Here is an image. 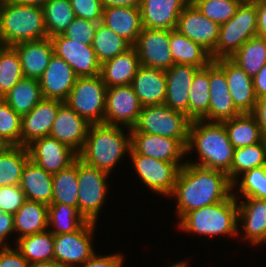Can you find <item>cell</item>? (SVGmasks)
Listing matches in <instances>:
<instances>
[{"instance_id": "1", "label": "cell", "mask_w": 266, "mask_h": 267, "mask_svg": "<svg viewBox=\"0 0 266 267\" xmlns=\"http://www.w3.org/2000/svg\"><path fill=\"white\" fill-rule=\"evenodd\" d=\"M227 173L185 162L171 196L175 197L179 221L190 211L225 201L233 192Z\"/></svg>"}, {"instance_id": "2", "label": "cell", "mask_w": 266, "mask_h": 267, "mask_svg": "<svg viewBox=\"0 0 266 267\" xmlns=\"http://www.w3.org/2000/svg\"><path fill=\"white\" fill-rule=\"evenodd\" d=\"M193 149L197 150L199 161L187 163L225 173L230 170L234 147L223 123L192 120L186 154L194 151Z\"/></svg>"}, {"instance_id": "3", "label": "cell", "mask_w": 266, "mask_h": 267, "mask_svg": "<svg viewBox=\"0 0 266 267\" xmlns=\"http://www.w3.org/2000/svg\"><path fill=\"white\" fill-rule=\"evenodd\" d=\"M127 136L121 126L92 124L83 150L78 154L85 164L111 173L126 152L131 150L130 129Z\"/></svg>"}, {"instance_id": "4", "label": "cell", "mask_w": 266, "mask_h": 267, "mask_svg": "<svg viewBox=\"0 0 266 267\" xmlns=\"http://www.w3.org/2000/svg\"><path fill=\"white\" fill-rule=\"evenodd\" d=\"M44 12L41 7L0 0V42L13 46L20 42L47 38Z\"/></svg>"}, {"instance_id": "5", "label": "cell", "mask_w": 266, "mask_h": 267, "mask_svg": "<svg viewBox=\"0 0 266 267\" xmlns=\"http://www.w3.org/2000/svg\"><path fill=\"white\" fill-rule=\"evenodd\" d=\"M232 194L218 203L188 212L179 222L183 231L203 236L238 234V200Z\"/></svg>"}, {"instance_id": "6", "label": "cell", "mask_w": 266, "mask_h": 267, "mask_svg": "<svg viewBox=\"0 0 266 267\" xmlns=\"http://www.w3.org/2000/svg\"><path fill=\"white\" fill-rule=\"evenodd\" d=\"M191 119L165 104L144 106L130 133H147L177 139L185 148L189 139Z\"/></svg>"}, {"instance_id": "7", "label": "cell", "mask_w": 266, "mask_h": 267, "mask_svg": "<svg viewBox=\"0 0 266 267\" xmlns=\"http://www.w3.org/2000/svg\"><path fill=\"white\" fill-rule=\"evenodd\" d=\"M257 35L256 4L241 2L235 15L220 25L219 38L210 56L213 61L230 58L247 40Z\"/></svg>"}, {"instance_id": "8", "label": "cell", "mask_w": 266, "mask_h": 267, "mask_svg": "<svg viewBox=\"0 0 266 267\" xmlns=\"http://www.w3.org/2000/svg\"><path fill=\"white\" fill-rule=\"evenodd\" d=\"M107 87L102 76L77 77L65 103L89 124L104 123Z\"/></svg>"}, {"instance_id": "9", "label": "cell", "mask_w": 266, "mask_h": 267, "mask_svg": "<svg viewBox=\"0 0 266 267\" xmlns=\"http://www.w3.org/2000/svg\"><path fill=\"white\" fill-rule=\"evenodd\" d=\"M109 173L77 159L78 210L86 221L96 223L107 197Z\"/></svg>"}, {"instance_id": "10", "label": "cell", "mask_w": 266, "mask_h": 267, "mask_svg": "<svg viewBox=\"0 0 266 267\" xmlns=\"http://www.w3.org/2000/svg\"><path fill=\"white\" fill-rule=\"evenodd\" d=\"M96 223L87 221L72 233L54 235V261L63 267H76L95 252L92 239Z\"/></svg>"}, {"instance_id": "11", "label": "cell", "mask_w": 266, "mask_h": 267, "mask_svg": "<svg viewBox=\"0 0 266 267\" xmlns=\"http://www.w3.org/2000/svg\"><path fill=\"white\" fill-rule=\"evenodd\" d=\"M128 155H130L143 185L145 184L153 192L170 197L180 167L176 163L165 162L138 153H129Z\"/></svg>"}, {"instance_id": "12", "label": "cell", "mask_w": 266, "mask_h": 267, "mask_svg": "<svg viewBox=\"0 0 266 267\" xmlns=\"http://www.w3.org/2000/svg\"><path fill=\"white\" fill-rule=\"evenodd\" d=\"M142 104L132 85L113 86L106 91L104 123L132 129L139 118Z\"/></svg>"}, {"instance_id": "13", "label": "cell", "mask_w": 266, "mask_h": 267, "mask_svg": "<svg viewBox=\"0 0 266 267\" xmlns=\"http://www.w3.org/2000/svg\"><path fill=\"white\" fill-rule=\"evenodd\" d=\"M133 47L142 66L166 71L174 65L170 30L143 27Z\"/></svg>"}, {"instance_id": "14", "label": "cell", "mask_w": 266, "mask_h": 267, "mask_svg": "<svg viewBox=\"0 0 266 267\" xmlns=\"http://www.w3.org/2000/svg\"><path fill=\"white\" fill-rule=\"evenodd\" d=\"M54 54L65 60L77 77L100 75L101 64L97 60L92 45L73 41L63 34L51 38Z\"/></svg>"}, {"instance_id": "15", "label": "cell", "mask_w": 266, "mask_h": 267, "mask_svg": "<svg viewBox=\"0 0 266 267\" xmlns=\"http://www.w3.org/2000/svg\"><path fill=\"white\" fill-rule=\"evenodd\" d=\"M27 149L30 160L51 174L70 167L79 158L72 148L51 136L34 140Z\"/></svg>"}, {"instance_id": "16", "label": "cell", "mask_w": 266, "mask_h": 267, "mask_svg": "<svg viewBox=\"0 0 266 267\" xmlns=\"http://www.w3.org/2000/svg\"><path fill=\"white\" fill-rule=\"evenodd\" d=\"M220 25L203 15L190 1L178 17L176 30L200 44L210 54L213 52L218 38Z\"/></svg>"}, {"instance_id": "17", "label": "cell", "mask_w": 266, "mask_h": 267, "mask_svg": "<svg viewBox=\"0 0 266 267\" xmlns=\"http://www.w3.org/2000/svg\"><path fill=\"white\" fill-rule=\"evenodd\" d=\"M130 135L131 150L129 153H138L165 162L176 163L180 168L185 164L180 161L187 155L186 148L177 139L147 133H130Z\"/></svg>"}, {"instance_id": "18", "label": "cell", "mask_w": 266, "mask_h": 267, "mask_svg": "<svg viewBox=\"0 0 266 267\" xmlns=\"http://www.w3.org/2000/svg\"><path fill=\"white\" fill-rule=\"evenodd\" d=\"M90 125L63 102L59 106L49 136L67 145L79 154L84 148Z\"/></svg>"}, {"instance_id": "19", "label": "cell", "mask_w": 266, "mask_h": 267, "mask_svg": "<svg viewBox=\"0 0 266 267\" xmlns=\"http://www.w3.org/2000/svg\"><path fill=\"white\" fill-rule=\"evenodd\" d=\"M213 62L225 73L229 94L236 108L241 113H251L257 101L252 77L230 58H219Z\"/></svg>"}, {"instance_id": "20", "label": "cell", "mask_w": 266, "mask_h": 267, "mask_svg": "<svg viewBox=\"0 0 266 267\" xmlns=\"http://www.w3.org/2000/svg\"><path fill=\"white\" fill-rule=\"evenodd\" d=\"M76 79L73 68L53 54L47 68L38 79L43 98L65 102Z\"/></svg>"}, {"instance_id": "21", "label": "cell", "mask_w": 266, "mask_h": 267, "mask_svg": "<svg viewBox=\"0 0 266 267\" xmlns=\"http://www.w3.org/2000/svg\"><path fill=\"white\" fill-rule=\"evenodd\" d=\"M62 101L43 98L28 114L21 118V146L49 136Z\"/></svg>"}, {"instance_id": "22", "label": "cell", "mask_w": 266, "mask_h": 267, "mask_svg": "<svg viewBox=\"0 0 266 267\" xmlns=\"http://www.w3.org/2000/svg\"><path fill=\"white\" fill-rule=\"evenodd\" d=\"M199 69L192 65L174 64L165 71L167 91L164 104L166 106L189 117V92L195 73Z\"/></svg>"}, {"instance_id": "23", "label": "cell", "mask_w": 266, "mask_h": 267, "mask_svg": "<svg viewBox=\"0 0 266 267\" xmlns=\"http://www.w3.org/2000/svg\"><path fill=\"white\" fill-rule=\"evenodd\" d=\"M225 73L212 61L210 63V102L208 122L229 120L241 114L233 103Z\"/></svg>"}, {"instance_id": "24", "label": "cell", "mask_w": 266, "mask_h": 267, "mask_svg": "<svg viewBox=\"0 0 266 267\" xmlns=\"http://www.w3.org/2000/svg\"><path fill=\"white\" fill-rule=\"evenodd\" d=\"M190 0H141L144 28L175 30L178 17Z\"/></svg>"}, {"instance_id": "25", "label": "cell", "mask_w": 266, "mask_h": 267, "mask_svg": "<svg viewBox=\"0 0 266 267\" xmlns=\"http://www.w3.org/2000/svg\"><path fill=\"white\" fill-rule=\"evenodd\" d=\"M13 47L20 57L23 76L37 80L44 73L54 54L52 40L49 37L42 40L20 42Z\"/></svg>"}, {"instance_id": "26", "label": "cell", "mask_w": 266, "mask_h": 267, "mask_svg": "<svg viewBox=\"0 0 266 267\" xmlns=\"http://www.w3.org/2000/svg\"><path fill=\"white\" fill-rule=\"evenodd\" d=\"M131 85L143 107L164 104L167 91L165 71L141 65Z\"/></svg>"}, {"instance_id": "27", "label": "cell", "mask_w": 266, "mask_h": 267, "mask_svg": "<svg viewBox=\"0 0 266 267\" xmlns=\"http://www.w3.org/2000/svg\"><path fill=\"white\" fill-rule=\"evenodd\" d=\"M102 23L132 46L142 32L139 7L115 6L103 8Z\"/></svg>"}, {"instance_id": "28", "label": "cell", "mask_w": 266, "mask_h": 267, "mask_svg": "<svg viewBox=\"0 0 266 267\" xmlns=\"http://www.w3.org/2000/svg\"><path fill=\"white\" fill-rule=\"evenodd\" d=\"M238 204V222H243L244 236L253 246L266 243V212L263 199L245 198ZM241 220V221H239Z\"/></svg>"}, {"instance_id": "29", "label": "cell", "mask_w": 266, "mask_h": 267, "mask_svg": "<svg viewBox=\"0 0 266 267\" xmlns=\"http://www.w3.org/2000/svg\"><path fill=\"white\" fill-rule=\"evenodd\" d=\"M140 60L132 46L125 52L101 64V73L106 87L130 85L140 68Z\"/></svg>"}, {"instance_id": "30", "label": "cell", "mask_w": 266, "mask_h": 267, "mask_svg": "<svg viewBox=\"0 0 266 267\" xmlns=\"http://www.w3.org/2000/svg\"><path fill=\"white\" fill-rule=\"evenodd\" d=\"M53 174L29 160L23 168L19 186L26 199L51 204Z\"/></svg>"}, {"instance_id": "31", "label": "cell", "mask_w": 266, "mask_h": 267, "mask_svg": "<svg viewBox=\"0 0 266 267\" xmlns=\"http://www.w3.org/2000/svg\"><path fill=\"white\" fill-rule=\"evenodd\" d=\"M170 51L174 64L204 68L213 61L205 48L179 33L176 29L170 30Z\"/></svg>"}, {"instance_id": "32", "label": "cell", "mask_w": 266, "mask_h": 267, "mask_svg": "<svg viewBox=\"0 0 266 267\" xmlns=\"http://www.w3.org/2000/svg\"><path fill=\"white\" fill-rule=\"evenodd\" d=\"M48 228V205L45 203L26 200L14 214V229L20 234L17 239Z\"/></svg>"}, {"instance_id": "33", "label": "cell", "mask_w": 266, "mask_h": 267, "mask_svg": "<svg viewBox=\"0 0 266 267\" xmlns=\"http://www.w3.org/2000/svg\"><path fill=\"white\" fill-rule=\"evenodd\" d=\"M222 123L234 149L262 142L266 138L261 133L258 123L251 113H241Z\"/></svg>"}, {"instance_id": "34", "label": "cell", "mask_w": 266, "mask_h": 267, "mask_svg": "<svg viewBox=\"0 0 266 267\" xmlns=\"http://www.w3.org/2000/svg\"><path fill=\"white\" fill-rule=\"evenodd\" d=\"M43 99L39 81L23 77L3 98L21 117L28 114Z\"/></svg>"}, {"instance_id": "35", "label": "cell", "mask_w": 266, "mask_h": 267, "mask_svg": "<svg viewBox=\"0 0 266 267\" xmlns=\"http://www.w3.org/2000/svg\"><path fill=\"white\" fill-rule=\"evenodd\" d=\"M189 92V118L208 121L210 102V64L200 68L192 80Z\"/></svg>"}, {"instance_id": "36", "label": "cell", "mask_w": 266, "mask_h": 267, "mask_svg": "<svg viewBox=\"0 0 266 267\" xmlns=\"http://www.w3.org/2000/svg\"><path fill=\"white\" fill-rule=\"evenodd\" d=\"M15 244L29 264L54 260V234L48 229L16 239Z\"/></svg>"}, {"instance_id": "37", "label": "cell", "mask_w": 266, "mask_h": 267, "mask_svg": "<svg viewBox=\"0 0 266 267\" xmlns=\"http://www.w3.org/2000/svg\"><path fill=\"white\" fill-rule=\"evenodd\" d=\"M230 59L253 78L266 64V38L258 35L252 37Z\"/></svg>"}, {"instance_id": "38", "label": "cell", "mask_w": 266, "mask_h": 267, "mask_svg": "<svg viewBox=\"0 0 266 267\" xmlns=\"http://www.w3.org/2000/svg\"><path fill=\"white\" fill-rule=\"evenodd\" d=\"M264 165H266V138L262 142L234 149L231 167L227 175L234 183L239 180V175Z\"/></svg>"}, {"instance_id": "39", "label": "cell", "mask_w": 266, "mask_h": 267, "mask_svg": "<svg viewBox=\"0 0 266 267\" xmlns=\"http://www.w3.org/2000/svg\"><path fill=\"white\" fill-rule=\"evenodd\" d=\"M91 45L100 64H103L132 47L127 40L118 36L102 22L98 23Z\"/></svg>"}, {"instance_id": "40", "label": "cell", "mask_w": 266, "mask_h": 267, "mask_svg": "<svg viewBox=\"0 0 266 267\" xmlns=\"http://www.w3.org/2000/svg\"><path fill=\"white\" fill-rule=\"evenodd\" d=\"M30 160L27 147L10 146L0 154V186L19 185L23 168Z\"/></svg>"}, {"instance_id": "41", "label": "cell", "mask_w": 266, "mask_h": 267, "mask_svg": "<svg viewBox=\"0 0 266 267\" xmlns=\"http://www.w3.org/2000/svg\"><path fill=\"white\" fill-rule=\"evenodd\" d=\"M86 222L76 206L61 203L48 205V227H54L50 231L54 235L75 232Z\"/></svg>"}, {"instance_id": "42", "label": "cell", "mask_w": 266, "mask_h": 267, "mask_svg": "<svg viewBox=\"0 0 266 267\" xmlns=\"http://www.w3.org/2000/svg\"><path fill=\"white\" fill-rule=\"evenodd\" d=\"M77 160L68 168L53 174L51 203H61L78 208Z\"/></svg>"}, {"instance_id": "43", "label": "cell", "mask_w": 266, "mask_h": 267, "mask_svg": "<svg viewBox=\"0 0 266 267\" xmlns=\"http://www.w3.org/2000/svg\"><path fill=\"white\" fill-rule=\"evenodd\" d=\"M42 9L49 38L63 34L76 18L70 0H49Z\"/></svg>"}, {"instance_id": "44", "label": "cell", "mask_w": 266, "mask_h": 267, "mask_svg": "<svg viewBox=\"0 0 266 267\" xmlns=\"http://www.w3.org/2000/svg\"><path fill=\"white\" fill-rule=\"evenodd\" d=\"M20 57L13 46L0 48V99L23 78Z\"/></svg>"}, {"instance_id": "45", "label": "cell", "mask_w": 266, "mask_h": 267, "mask_svg": "<svg viewBox=\"0 0 266 267\" xmlns=\"http://www.w3.org/2000/svg\"><path fill=\"white\" fill-rule=\"evenodd\" d=\"M208 19L219 25L229 21L242 0H190Z\"/></svg>"}, {"instance_id": "46", "label": "cell", "mask_w": 266, "mask_h": 267, "mask_svg": "<svg viewBox=\"0 0 266 267\" xmlns=\"http://www.w3.org/2000/svg\"><path fill=\"white\" fill-rule=\"evenodd\" d=\"M21 116L0 99V138L10 146L21 145Z\"/></svg>"}, {"instance_id": "47", "label": "cell", "mask_w": 266, "mask_h": 267, "mask_svg": "<svg viewBox=\"0 0 266 267\" xmlns=\"http://www.w3.org/2000/svg\"><path fill=\"white\" fill-rule=\"evenodd\" d=\"M241 179L233 183V188L238 186L243 197L266 198V165L244 172Z\"/></svg>"}, {"instance_id": "48", "label": "cell", "mask_w": 266, "mask_h": 267, "mask_svg": "<svg viewBox=\"0 0 266 267\" xmlns=\"http://www.w3.org/2000/svg\"><path fill=\"white\" fill-rule=\"evenodd\" d=\"M97 26L98 22H92L76 17L67 27L63 35L73 41L91 45Z\"/></svg>"}, {"instance_id": "49", "label": "cell", "mask_w": 266, "mask_h": 267, "mask_svg": "<svg viewBox=\"0 0 266 267\" xmlns=\"http://www.w3.org/2000/svg\"><path fill=\"white\" fill-rule=\"evenodd\" d=\"M26 200V196L19 185L0 186L1 211L15 214Z\"/></svg>"}, {"instance_id": "50", "label": "cell", "mask_w": 266, "mask_h": 267, "mask_svg": "<svg viewBox=\"0 0 266 267\" xmlns=\"http://www.w3.org/2000/svg\"><path fill=\"white\" fill-rule=\"evenodd\" d=\"M77 18L92 22H102L103 7L101 0H70Z\"/></svg>"}, {"instance_id": "51", "label": "cell", "mask_w": 266, "mask_h": 267, "mask_svg": "<svg viewBox=\"0 0 266 267\" xmlns=\"http://www.w3.org/2000/svg\"><path fill=\"white\" fill-rule=\"evenodd\" d=\"M28 261L16 248L4 246L0 249V267H28Z\"/></svg>"}, {"instance_id": "52", "label": "cell", "mask_w": 266, "mask_h": 267, "mask_svg": "<svg viewBox=\"0 0 266 267\" xmlns=\"http://www.w3.org/2000/svg\"><path fill=\"white\" fill-rule=\"evenodd\" d=\"M122 256L123 255L121 253L107 256H98L95 253L91 258L81 264L82 266L80 267H122L124 260Z\"/></svg>"}, {"instance_id": "53", "label": "cell", "mask_w": 266, "mask_h": 267, "mask_svg": "<svg viewBox=\"0 0 266 267\" xmlns=\"http://www.w3.org/2000/svg\"><path fill=\"white\" fill-rule=\"evenodd\" d=\"M15 233L14 229V214L3 212L0 210V245L2 247L8 246L5 243L7 236L11 233Z\"/></svg>"}, {"instance_id": "54", "label": "cell", "mask_w": 266, "mask_h": 267, "mask_svg": "<svg viewBox=\"0 0 266 267\" xmlns=\"http://www.w3.org/2000/svg\"><path fill=\"white\" fill-rule=\"evenodd\" d=\"M251 114L256 119L261 133L266 137V96L257 98Z\"/></svg>"}, {"instance_id": "55", "label": "cell", "mask_w": 266, "mask_h": 267, "mask_svg": "<svg viewBox=\"0 0 266 267\" xmlns=\"http://www.w3.org/2000/svg\"><path fill=\"white\" fill-rule=\"evenodd\" d=\"M252 79L257 98L266 96V64Z\"/></svg>"}, {"instance_id": "56", "label": "cell", "mask_w": 266, "mask_h": 267, "mask_svg": "<svg viewBox=\"0 0 266 267\" xmlns=\"http://www.w3.org/2000/svg\"><path fill=\"white\" fill-rule=\"evenodd\" d=\"M257 8V33L266 38V1L256 3Z\"/></svg>"}, {"instance_id": "57", "label": "cell", "mask_w": 266, "mask_h": 267, "mask_svg": "<svg viewBox=\"0 0 266 267\" xmlns=\"http://www.w3.org/2000/svg\"><path fill=\"white\" fill-rule=\"evenodd\" d=\"M141 0H101L103 8L115 6L139 7Z\"/></svg>"}, {"instance_id": "58", "label": "cell", "mask_w": 266, "mask_h": 267, "mask_svg": "<svg viewBox=\"0 0 266 267\" xmlns=\"http://www.w3.org/2000/svg\"><path fill=\"white\" fill-rule=\"evenodd\" d=\"M16 4L43 7L49 0H9Z\"/></svg>"}, {"instance_id": "59", "label": "cell", "mask_w": 266, "mask_h": 267, "mask_svg": "<svg viewBox=\"0 0 266 267\" xmlns=\"http://www.w3.org/2000/svg\"><path fill=\"white\" fill-rule=\"evenodd\" d=\"M28 267H63V266L53 260V261L33 262L30 263Z\"/></svg>"}, {"instance_id": "60", "label": "cell", "mask_w": 266, "mask_h": 267, "mask_svg": "<svg viewBox=\"0 0 266 267\" xmlns=\"http://www.w3.org/2000/svg\"><path fill=\"white\" fill-rule=\"evenodd\" d=\"M10 145L0 138V154L3 153Z\"/></svg>"}, {"instance_id": "61", "label": "cell", "mask_w": 266, "mask_h": 267, "mask_svg": "<svg viewBox=\"0 0 266 267\" xmlns=\"http://www.w3.org/2000/svg\"><path fill=\"white\" fill-rule=\"evenodd\" d=\"M187 262L186 261H181V262H178V263H175L174 265H171L169 267H187Z\"/></svg>"}, {"instance_id": "62", "label": "cell", "mask_w": 266, "mask_h": 267, "mask_svg": "<svg viewBox=\"0 0 266 267\" xmlns=\"http://www.w3.org/2000/svg\"><path fill=\"white\" fill-rule=\"evenodd\" d=\"M262 1H266V0H242V2L252 3V4H256V3L262 2Z\"/></svg>"}, {"instance_id": "63", "label": "cell", "mask_w": 266, "mask_h": 267, "mask_svg": "<svg viewBox=\"0 0 266 267\" xmlns=\"http://www.w3.org/2000/svg\"><path fill=\"white\" fill-rule=\"evenodd\" d=\"M265 203V212H266V198L263 199Z\"/></svg>"}]
</instances>
